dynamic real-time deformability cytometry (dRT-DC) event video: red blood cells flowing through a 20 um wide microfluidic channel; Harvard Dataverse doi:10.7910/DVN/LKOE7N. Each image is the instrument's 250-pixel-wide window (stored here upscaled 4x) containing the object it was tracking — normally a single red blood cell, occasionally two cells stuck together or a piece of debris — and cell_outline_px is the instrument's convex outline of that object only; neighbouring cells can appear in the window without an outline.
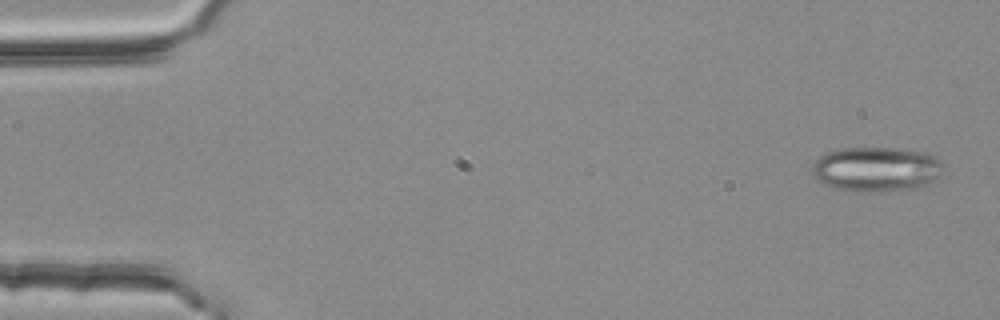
{"species": "common noctule bat (a hibernating species)", "species_latin": "Nyctalus noctula", "temperature_condition": "room temperature", "stored_images_in_passage": 4, "camera_frame_rate_fps": 3000, "um_per_image_px": 0.085, "animal": {"sex": "female", "body_mass_g": 25.1}, "frame": {"image": 1, "passage_image": 1, "time_ms": 0.0, "image_size_px": [1000, 320], "cell_outline_px": [[944, 172], [932, 180], [924, 184], [908, 188], [868, 192], [836, 188], [824, 184], [812, 172], [812, 168], [816, 160], [820, 156], [828, 152], [844, 148], [892, 148], [928, 152], [936, 156]], "centroid_in_image_um": [74.49, 14.35], "position_along_channel_um": 10.5, "area_um2": 33.41}}